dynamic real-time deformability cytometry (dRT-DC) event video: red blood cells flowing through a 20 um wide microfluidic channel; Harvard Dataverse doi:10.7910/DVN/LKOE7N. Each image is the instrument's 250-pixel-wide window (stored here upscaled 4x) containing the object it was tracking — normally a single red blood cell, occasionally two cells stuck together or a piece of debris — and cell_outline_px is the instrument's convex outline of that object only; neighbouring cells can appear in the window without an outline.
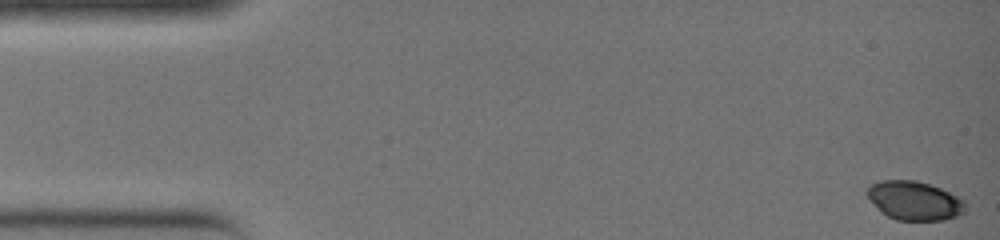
{"species": "common noctule bat (a hibernating species)", "species_latin": "Nyctalus noctula", "temperature_condition": "warm", "stored_images_in_passage": 36, "camera_frame_rate_fps": 3000, "um_per_image_px": 0.085, "animal": {"sex": "female", "body_mass_g": 19.0, "forearm_length_mm": 51.5}, "frame": {"image": 1, "passage_image": 1, "time_ms": 0.0, "image_size_px": [1000, 240], "cell_outline_px": [[968, 204], [964, 212], [956, 216], [944, 220], [896, 220], [880, 212], [864, 192], [872, 184], [880, 180], [916, 180], [940, 188], [964, 200]], "centroid_in_image_um": [77.72, 17.06], "position_along_channel_um": 7.3, "area_um2": 22.31}}
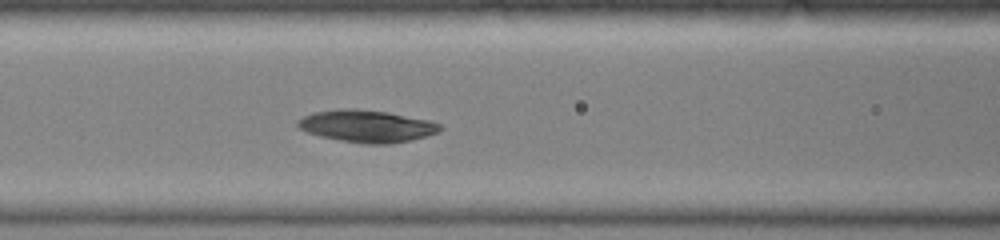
{"frame": {"image": 2, "passage_image": 16, "time_ms": 5.0, "image_size_px": [1000, 240], "cell_outline_px": [[444, 128], [436, 132], [412, 140], [392, 144], [368, 144], [320, 136], [308, 132], [300, 128], [296, 124], [296, 120], [312, 112], [336, 108], [356, 108], [388, 112], [428, 120], [440, 124]], "centroid_in_image_um": [31.16, 10.7], "position_along_channel_um": 135.4, "area_um2": 26.65}}
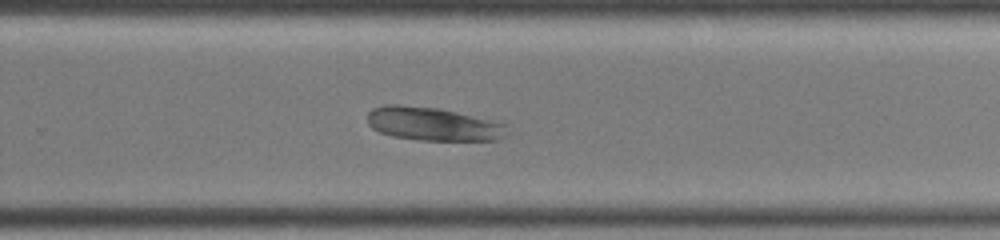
{"frame": {"image": 3, "passage_image": 25, "time_ms": 8.0, "image_size_px": [1000, 240], "cell_outline_px": [[512, 132], [508, 136], [500, 140], [420, 140], [392, 136], [380, 132], [372, 128], [368, 124], [368, 112], [372, 108], [384, 104], [400, 104], [440, 108], [492, 120], [508, 124]], "centroid_in_image_um": [36.88, 10.53], "position_along_channel_um": 292.9, "area_um2": 27.8}}